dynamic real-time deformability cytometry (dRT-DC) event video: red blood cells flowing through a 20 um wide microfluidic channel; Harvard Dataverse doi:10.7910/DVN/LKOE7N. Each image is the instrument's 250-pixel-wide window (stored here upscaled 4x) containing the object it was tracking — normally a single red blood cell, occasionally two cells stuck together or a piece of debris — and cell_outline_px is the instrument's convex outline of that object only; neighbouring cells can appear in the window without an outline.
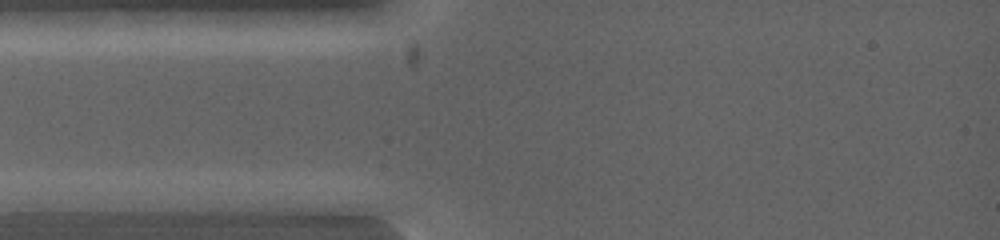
{"species": "common noctule bat (a hibernating species)", "species_latin": "Nyctalus noctula", "temperature_condition": "warm", "stored_images_in_passage": 3, "camera_frame_rate_fps": 5000, "um_per_image_px": 0.085, "animal": {"sex": "female", "body_mass_g": 19.0, "forearm_length_mm": 53.3}, "frame": {"image": 1, "passage_image": 1, "time_ms": 0.0, "image_size_px": [1000, 240], "cell_outline_px": [[112, 200], [40, 212], [16, 212], [12, 200], [24, 192], [100, 192]], "centroid_in_image_um": [4.68, 17.05], "position_along_channel_um": 80.3, "area_um2": 10.46}}